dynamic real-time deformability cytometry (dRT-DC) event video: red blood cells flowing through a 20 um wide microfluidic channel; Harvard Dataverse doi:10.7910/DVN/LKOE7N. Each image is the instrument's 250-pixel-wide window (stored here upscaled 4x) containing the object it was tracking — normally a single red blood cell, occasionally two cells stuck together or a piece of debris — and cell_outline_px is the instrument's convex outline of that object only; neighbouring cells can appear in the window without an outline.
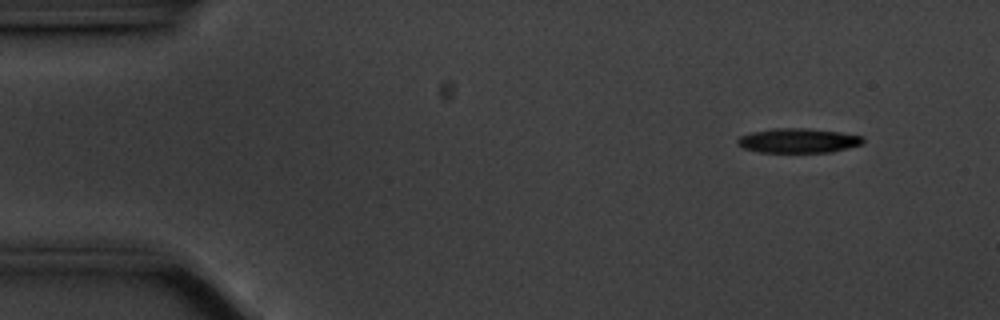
{"species": "common noctule bat (a hibernating species)", "species_latin": "Nyctalus noctula", "temperature_condition": "cold", "stored_images_in_passage": 12, "camera_frame_rate_fps": 3000, "um_per_image_px": 0.085, "animal": {"sex": "male", "body_mass_g": 20.1, "forearm_length_mm": 53.5}, "frame": {"image": 1, "passage_image": 1, "time_ms": 0.0, "image_size_px": [1000, 320], "cell_outline_px": [[864, 144], [832, 152], [760, 152], [744, 148], [736, 144], [736, 140], [740, 136], [752, 132], [776, 128], [808, 128], [840, 132], [864, 136]], "centroid_in_image_um": [67.88, 11.95], "position_along_channel_um": 17.1, "area_um2": 18.03}}